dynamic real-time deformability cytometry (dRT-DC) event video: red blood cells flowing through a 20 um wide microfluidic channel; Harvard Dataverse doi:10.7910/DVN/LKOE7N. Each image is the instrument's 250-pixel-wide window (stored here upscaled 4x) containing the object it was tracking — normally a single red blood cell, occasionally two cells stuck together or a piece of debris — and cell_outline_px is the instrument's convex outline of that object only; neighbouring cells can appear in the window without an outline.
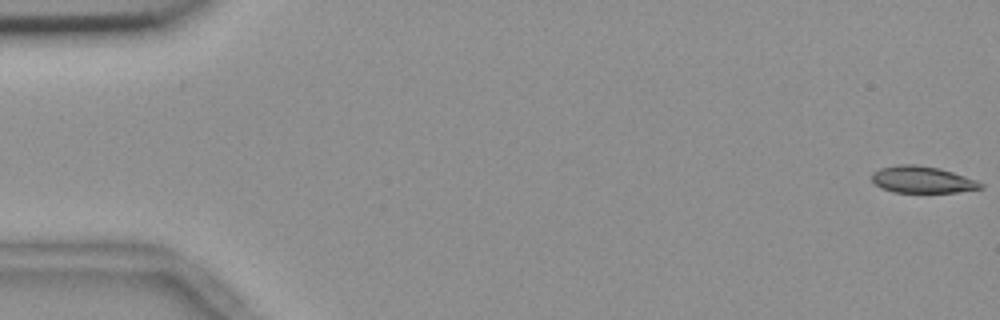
{"species": "common noctule bat (a hibernating species)", "species_latin": "Nyctalus noctula", "temperature_condition": "room temperature", "stored_images_in_passage": 57, "camera_frame_rate_fps": 3000, "um_per_image_px": 0.085, "animal": {"sex": "female", "body_mass_g": 18.4}, "frame": {"image": 1, "passage_image": 1, "time_ms": 0.0, "image_size_px": [1000, 320], "cell_outline_px": [[984, 188], [956, 192], [892, 192], [880, 188], [872, 180], [872, 172], [880, 168], [896, 164], [916, 164], [940, 168], [976, 180], [984, 184]], "centroid_in_image_um": [78.37, 15.26], "position_along_channel_um": 6.6, "area_um2": 17.05}}
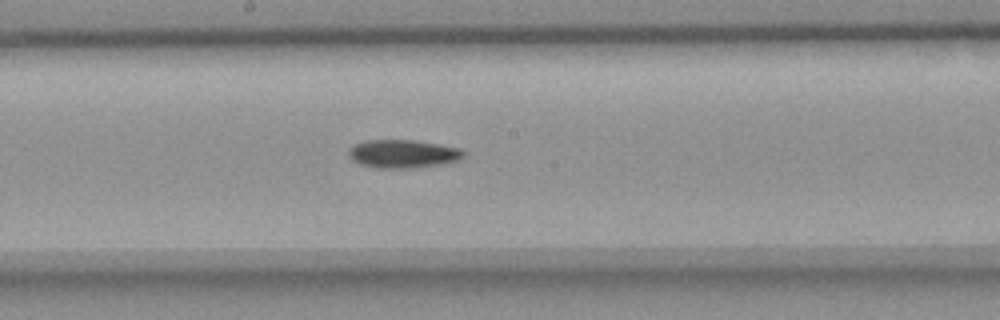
{"frame": {"image": 2, "passage_image": 30, "time_ms": 9.667, "image_size_px": [1000, 320], "cell_outline_px": [[464, 156], [456, 160], [440, 164], [412, 168], [376, 168], [360, 164], [352, 160], [348, 156], [348, 148], [352, 144], [364, 140], [412, 140], [440, 144], [460, 148], [464, 152]], "centroid_in_image_um": [34.18, 13.06], "position_along_channel_um": 214.0, "area_um2": 19.02}}
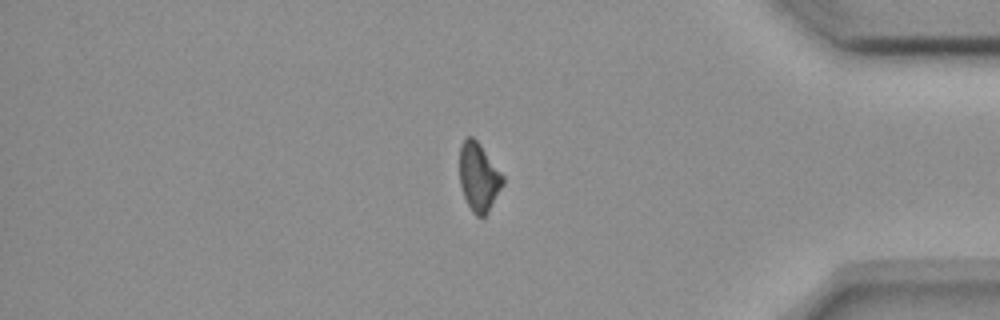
{"frame": {"image": 3, "passage_image": 47, "time_ms": 15.333, "image_size_px": [1000, 320], "cell_outline_px": [[504, 184], [488, 212], [484, 216], [476, 216], [472, 212], [464, 196], [460, 184], [460, 144], [468, 136], [472, 136], [480, 144], [504, 176]], "centroid_in_image_um": [40.7, 15.05], "position_along_channel_um": 394.5, "area_um2": 17.17}}